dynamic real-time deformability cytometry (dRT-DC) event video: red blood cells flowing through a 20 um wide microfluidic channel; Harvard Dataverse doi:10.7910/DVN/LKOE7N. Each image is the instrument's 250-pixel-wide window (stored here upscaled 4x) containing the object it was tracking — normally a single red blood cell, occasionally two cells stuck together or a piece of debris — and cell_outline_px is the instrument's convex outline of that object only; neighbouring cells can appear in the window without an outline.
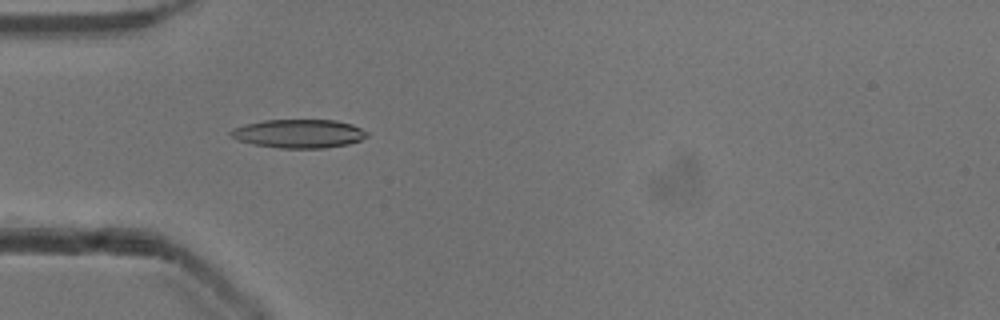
{"species": "common noctule bat (a hibernating species)", "species_latin": "Nyctalus noctula", "temperature_condition": "cold", "stored_images_in_passage": 4, "camera_frame_rate_fps": 3000, "um_per_image_px": 0.085, "animal": {"sex": "male", "body_mass_g": 13.3}, "frame": {"image": 1, "passage_image": 1, "time_ms": 0.0, "image_size_px": [1000, 320], "cell_outline_px": [[368, 136], [360, 140], [348, 144], [324, 148], [276, 148], [252, 144], [240, 140], [232, 136], [228, 132], [232, 128], [244, 124], [264, 120], [336, 120], [352, 124], [368, 132]], "centroid_in_image_um": [25.39, 11.35], "position_along_channel_um": 59.6, "area_um2": 22.77}}
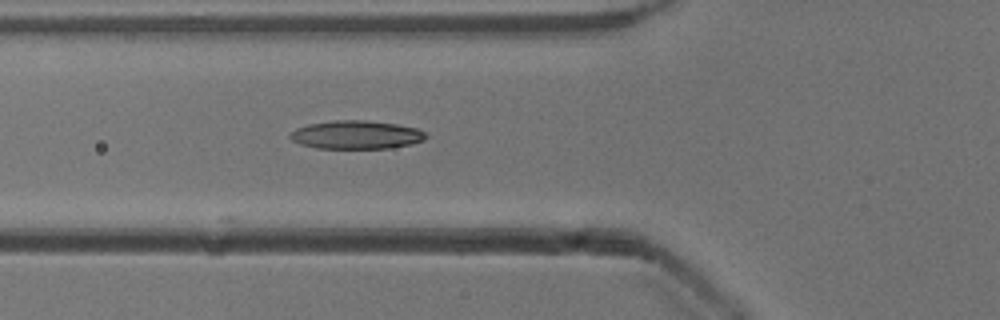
{"frame": {"image": 2, "passage_image": 4, "time_ms": 1.0, "image_size_px": [1000, 320], "cell_outline_px": [[428, 136], [424, 140], [412, 144], [388, 148], [316, 148], [300, 144], [292, 140], [288, 136], [296, 128], [308, 124], [332, 120], [368, 120], [396, 124], [416, 128], [424, 132]], "centroid_in_image_um": [30.27, 11.45], "position_along_channel_um": 95.5, "area_um2": 22.48}}